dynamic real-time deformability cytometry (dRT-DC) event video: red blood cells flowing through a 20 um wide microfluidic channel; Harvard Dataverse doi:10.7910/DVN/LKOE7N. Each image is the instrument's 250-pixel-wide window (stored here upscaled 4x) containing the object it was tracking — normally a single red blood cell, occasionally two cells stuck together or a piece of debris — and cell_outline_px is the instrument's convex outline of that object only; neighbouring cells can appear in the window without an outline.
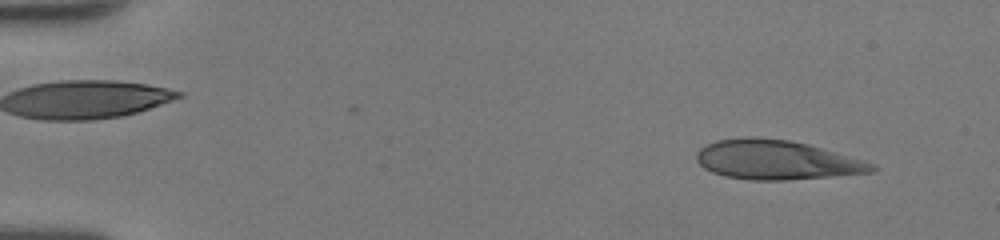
{"species": "human", "species_latin": "Homo sapiens", "temperature_condition": "room temperature", "stored_images_in_passage": 47, "camera_frame_rate_fps": 3000, "um_per_image_px": 0.085, "donor": {"sex": "female"}, "frame": {"image": 1, "passage_image": 4, "time_ms": 1.0, "image_size_px": [1000, 240], "cell_outline_px": [[880, 168], [872, 172], [832, 176], [784, 180], [748, 180], [724, 176], [712, 172], [704, 168], [696, 160], [696, 152], [700, 148], [716, 140], [744, 136], [752, 136], [788, 140], [808, 144], [876, 164]], "centroid_in_image_um": [65.97, 13.59], "position_along_channel_um": 19.0, "area_um2": 40.29}}
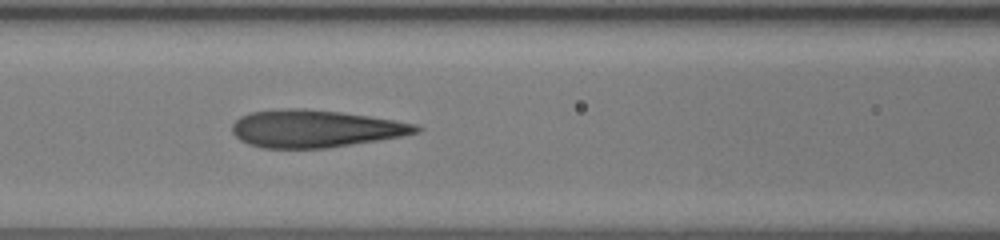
{"frame": {"image": 2, "passage_image": 21, "time_ms": 6.667, "image_size_px": [1000, 240], "cell_outline_px": [[424, 128], [420, 132], [404, 136], [328, 148], [260, 148], [248, 144], [240, 140], [232, 132], [232, 124], [240, 116], [248, 112], [280, 108], [304, 108], [340, 112], [368, 116], [416, 124]], "centroid_in_image_um": [26.77, 10.93], "position_along_channel_um": 139.8, "area_um2": 40.4}}
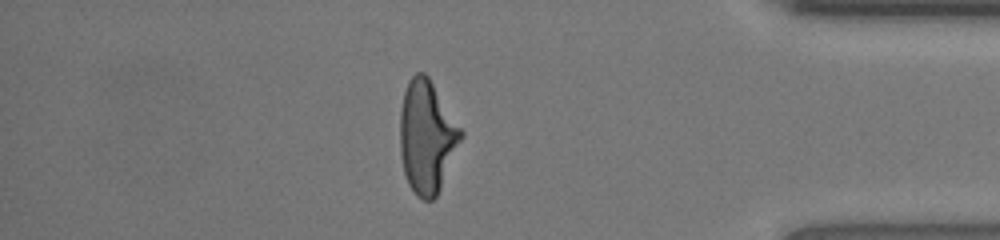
{"frame": {"image": 3, "passage_image": 41, "time_ms": 13.333, "image_size_px": [1000, 240], "cell_outline_px": [[464, 136], [440, 188], [436, 196], [432, 200], [424, 200], [416, 196], [408, 184], [404, 172], [400, 152], [400, 108], [404, 92], [408, 80], [416, 72], [424, 72], [428, 76], [464, 132]], "centroid_in_image_um": [36.28, 11.62], "position_along_channel_um": 398.9, "area_um2": 40.06}, "authors_computed_cell_mechanics": {"area_um2": 39.9976, "velocity_mm_per_s": 4.3256, "shape_relaxation_time_tau1_ms": 6.4411, "shape_relaxation_time_tau2_ms": 0.9842, "deformation_change_tau1": 0.2604, "deformation_change_tau2": 0.0916}}